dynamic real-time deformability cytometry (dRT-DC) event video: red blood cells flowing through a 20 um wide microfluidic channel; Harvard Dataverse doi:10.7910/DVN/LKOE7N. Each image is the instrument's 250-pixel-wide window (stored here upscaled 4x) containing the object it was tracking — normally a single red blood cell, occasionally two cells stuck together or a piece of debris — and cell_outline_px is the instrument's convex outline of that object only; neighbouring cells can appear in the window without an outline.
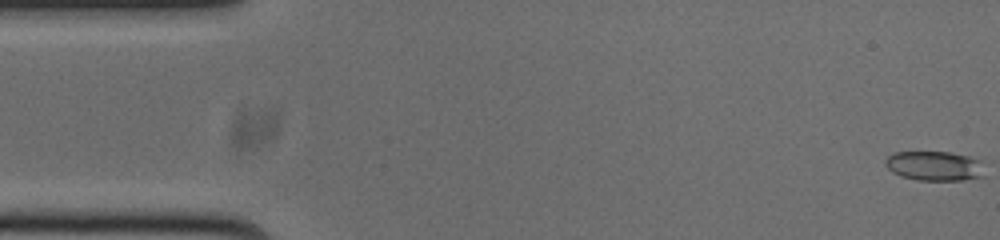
{"species": "common noctule bat (a hibernating species)", "species_latin": "Nyctalus noctula", "temperature_condition": "cold", "stored_images_in_passage": 14, "camera_frame_rate_fps": 3000, "um_per_image_px": 0.085, "animal": {"sex": "male", "body_mass_g": 20.0, "forearm_length_mm": 53.3}, "frame": {"image": 1, "passage_image": 1, "time_ms": 0.0, "image_size_px": [1000, 240], "cell_outline_px": [[984, 176], [964, 180], [916, 180], [900, 176], [892, 172], [884, 164], [884, 160], [892, 152], [952, 152], [984, 160]], "centroid_in_image_um": [79.46, 14.1], "position_along_channel_um": 5.5, "area_um2": 17.51}}
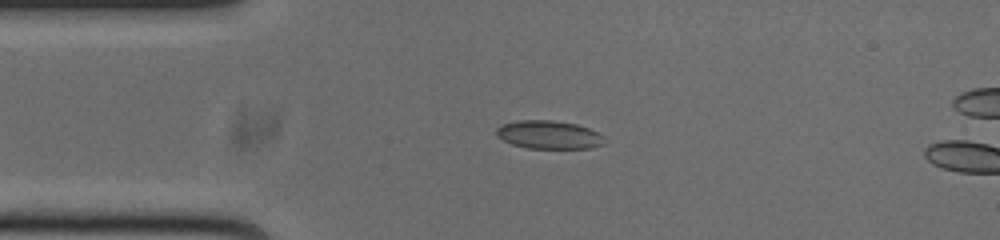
{"frame": {"image": 2, "passage_image": 12, "time_ms": 3.667, "image_size_px": [1000, 240], "cell_outline_px": [[604, 144], [588, 148], [528, 148], [512, 144], [496, 136], [496, 128], [500, 124], [516, 120], [552, 120], [576, 124], [588, 128], [604, 136]], "centroid_in_image_um": [46.61, 11.44], "position_along_channel_um": 38.4, "area_um2": 17.8}}